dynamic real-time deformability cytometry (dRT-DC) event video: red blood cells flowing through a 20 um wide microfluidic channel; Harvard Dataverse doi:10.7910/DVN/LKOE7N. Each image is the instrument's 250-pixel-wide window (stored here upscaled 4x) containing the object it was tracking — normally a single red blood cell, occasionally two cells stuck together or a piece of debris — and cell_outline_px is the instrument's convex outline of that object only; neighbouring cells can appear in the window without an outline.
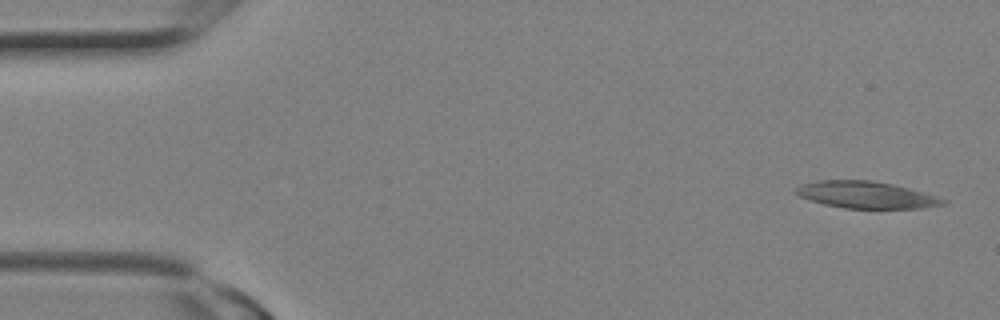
{"species": "Egyptian fruit bat (a non-hibernating species)", "species_latin": "Rousettus aegyptiacus", "temperature_condition": "room temperature", "stored_images_in_passage": 7, "camera_frame_rate_fps": 3000, "um_per_image_px": 0.085, "animal": {"sex": "female"}, "frame": {"image": 1, "passage_image": 1, "time_ms": 0.0, "image_size_px": [1000, 320], "cell_outline_px": [[948, 200], [944, 204], [924, 208], [844, 208], [824, 204], [800, 196], [792, 192], [792, 188], [800, 184], [816, 180], [872, 180], [892, 184], [924, 192]], "centroid_in_image_um": [73.57, 16.55], "position_along_channel_um": 11.4, "area_um2": 23.12}}
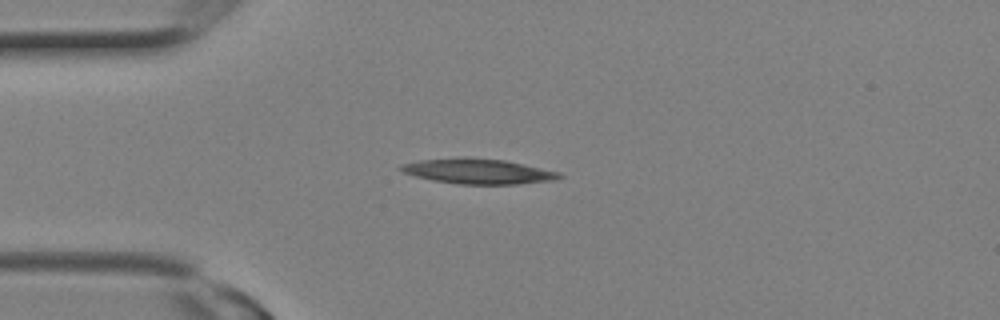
{"frame": {"image": 2, "passage_image": 6, "time_ms": 1.667, "image_size_px": [1000, 320], "cell_outline_px": [[564, 176], [556, 180], [520, 184], [460, 184], [432, 180], [416, 176], [404, 172], [396, 168], [400, 164], [420, 160], [456, 156], [464, 156], [504, 160], [560, 172]], "centroid_in_image_um": [40.61, 14.54], "position_along_channel_um": 44.4, "area_um2": 23.52}}